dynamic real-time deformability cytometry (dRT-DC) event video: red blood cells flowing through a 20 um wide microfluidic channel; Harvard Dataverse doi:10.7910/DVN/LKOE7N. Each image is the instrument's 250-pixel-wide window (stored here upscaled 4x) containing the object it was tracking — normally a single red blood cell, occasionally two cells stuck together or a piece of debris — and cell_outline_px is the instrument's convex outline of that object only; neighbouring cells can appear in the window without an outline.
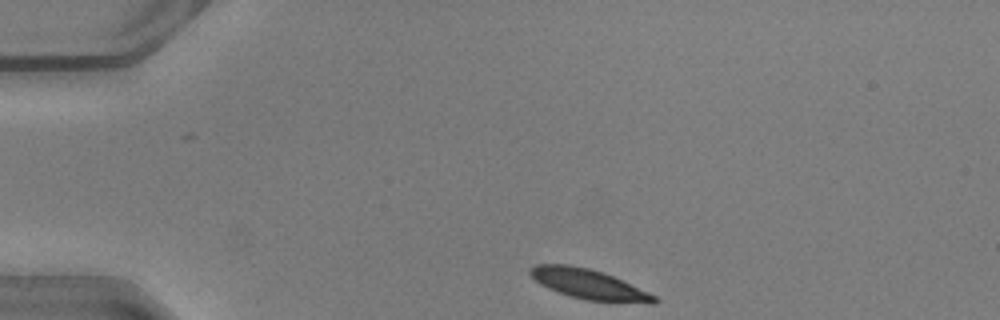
{"species": "common noctule bat (a hibernating species)", "species_latin": "Nyctalus noctula", "temperature_condition": "warm", "stored_images_in_passage": 41, "camera_frame_rate_fps": 3000, "um_per_image_px": 0.085, "animal": {"sex": "male", "body_mass_g": 20.5, "forearm_length_mm": 52.5}, "frame": {"image": 1, "passage_image": 1, "time_ms": 0.0, "image_size_px": [1000, 320], "cell_outline_px": [[660, 300], [656, 304], [648, 304], [584, 300], [548, 288], [540, 284], [528, 272], [528, 268], [536, 264], [568, 264], [588, 268], [604, 272], [648, 292], [656, 296]], "centroid_in_image_um": [50.08, 24.16], "position_along_channel_um": 34.9, "area_um2": 21.73}}
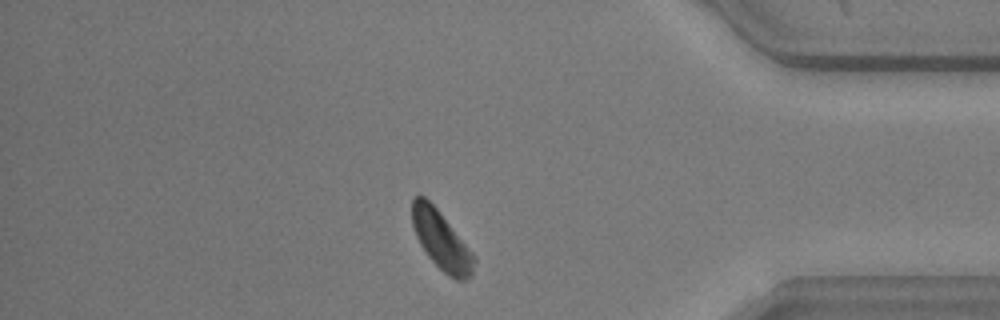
{"frame": {"image": 2, "passage_image": 34, "time_ms": 11.0, "image_size_px": [1000, 320], "cell_outline_px": [[476, 260], [472, 276], [468, 280], [456, 280], [448, 276], [428, 256], [420, 244], [416, 236], [412, 224], [412, 196], [424, 196], [440, 212]], "centroid_in_image_um": [37.49, 20.45], "position_along_channel_um": 397.7, "area_um2": 20.63}}
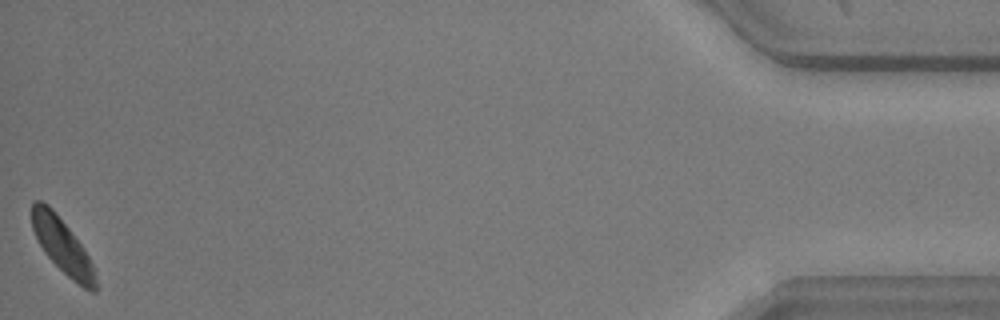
{"frame": {"image": 3, "passage_image": 41, "time_ms": 13.333, "image_size_px": [1000, 320], "cell_outline_px": [[96, 292], [92, 292], [84, 288], [72, 280], [44, 252], [32, 228], [32, 200], [40, 200], [48, 204], [52, 208], [84, 248], [92, 264], [96, 280]], "centroid_in_image_um": [5.29, 20.88], "position_along_channel_um": 429.9, "area_um2": 19.88}, "authors_computed_cell_mechanics": {"area_um2": 22.3108, "velocity_mm_per_s": 4.0192, "shape_relaxation_time_tau1_ms": 1.682, "shape_relaxation_time_tau2_ms": null, "deformation_change_tau1": 0.106, "deformation_change_tau2": null}}